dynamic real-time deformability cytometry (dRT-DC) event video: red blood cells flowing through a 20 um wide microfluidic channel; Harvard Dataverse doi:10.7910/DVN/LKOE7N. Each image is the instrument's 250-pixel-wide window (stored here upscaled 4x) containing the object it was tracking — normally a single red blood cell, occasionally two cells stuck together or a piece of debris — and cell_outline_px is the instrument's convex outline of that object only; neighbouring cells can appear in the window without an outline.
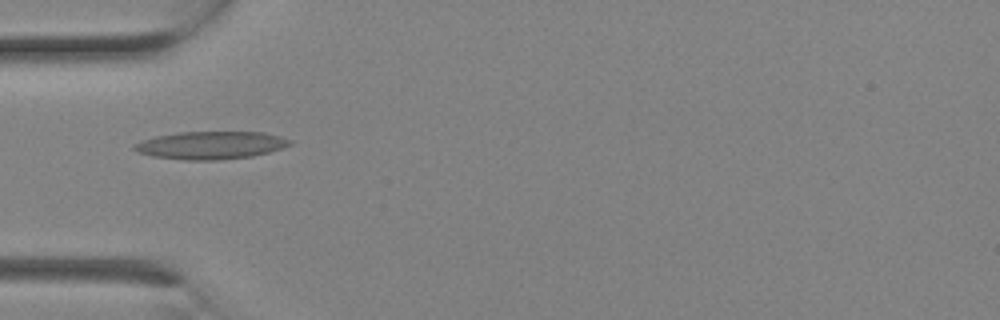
{"species": "Egyptian fruit bat (a non-hibernating species)", "species_latin": "Rousettus aegyptiacus", "temperature_condition": "room temperature", "stored_images_in_passage": 2, "camera_frame_rate_fps": 3000, "um_per_image_px": 0.085, "animal": {"sex": "female"}, "frame": {"image": 1, "passage_image": 2, "time_ms": 0.333, "image_size_px": [1000, 320], "cell_outline_px": [[292, 144], [284, 148], [252, 156], [216, 160], [184, 160], [152, 156], [140, 152], [132, 148], [132, 144], [156, 136], [180, 132], [264, 132], [280, 136], [292, 140]], "centroid_in_image_um": [17.94, 12.34], "position_along_channel_um": 67.1, "area_um2": 25.14}}